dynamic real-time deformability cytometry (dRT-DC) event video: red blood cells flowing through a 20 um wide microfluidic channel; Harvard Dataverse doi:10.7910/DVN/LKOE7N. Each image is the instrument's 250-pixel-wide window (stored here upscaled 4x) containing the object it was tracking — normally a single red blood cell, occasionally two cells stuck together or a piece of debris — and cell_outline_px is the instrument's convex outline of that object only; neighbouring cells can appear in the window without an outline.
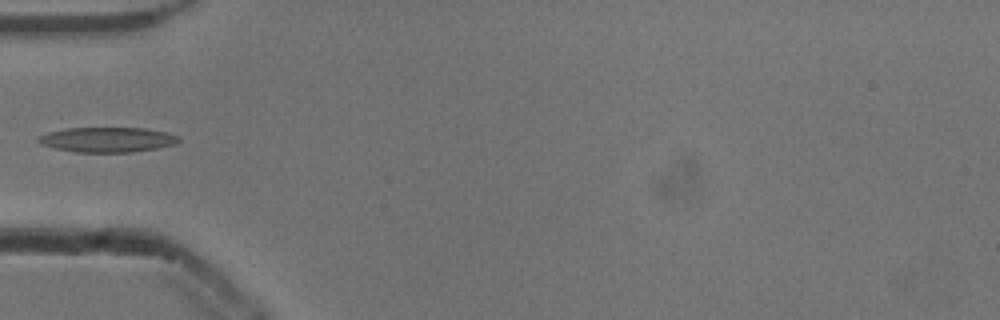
{"species": "common noctule bat (a hibernating species)", "species_latin": "Nyctalus noctula", "temperature_condition": "cold", "stored_images_in_passage": 33, "camera_frame_rate_fps": 3000, "um_per_image_px": 0.085, "animal": {"sex": "male", "body_mass_g": 13.3}, "frame": {"image": 1, "passage_image": 1, "time_ms": 0.0, "image_size_px": [1000, 320], "cell_outline_px": [[180, 140], [176, 144], [156, 148], [128, 152], [76, 152], [56, 148], [40, 144], [36, 140], [40, 136], [48, 132], [64, 128], [144, 128], [168, 132], [176, 136]], "centroid_in_image_um": [9.11, 11.86], "position_along_channel_um": 75.9, "area_um2": 20.29}}
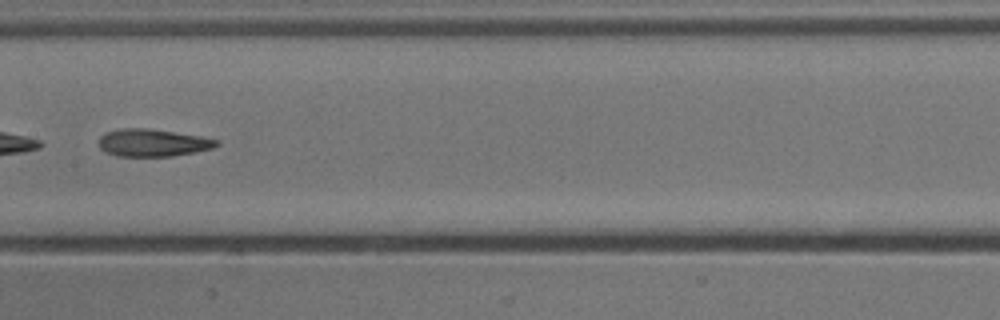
{"frame": {"image": 2, "passage_image": 10, "time_ms": 3.0, "image_size_px": [1000, 320], "cell_outline_px": [[220, 144], [212, 148], [172, 156], [116, 156], [100, 148], [100, 136], [104, 132], [120, 128], [144, 128], [200, 136], [216, 140]], "centroid_in_image_um": [12.94, 12.13], "position_along_channel_um": 194.5, "area_um2": 18.5}}
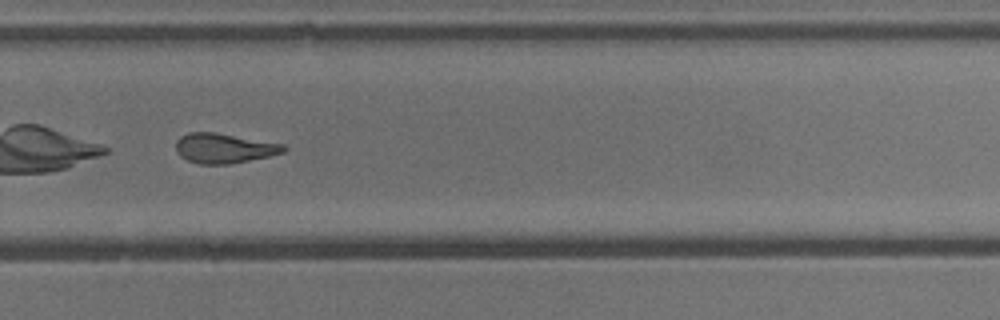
{"frame": {"image": 3, "passage_image": 19, "time_ms": 6.0, "image_size_px": [1000, 320], "cell_outline_px": [[288, 148], [284, 152], [268, 156], [228, 164], [200, 164], [188, 160], [180, 156], [176, 152], [176, 140], [180, 136], [188, 132], [216, 132], [284, 144]], "centroid_in_image_um": [19.02, 12.58], "position_along_channel_um": 310.8, "area_um2": 18.73}}